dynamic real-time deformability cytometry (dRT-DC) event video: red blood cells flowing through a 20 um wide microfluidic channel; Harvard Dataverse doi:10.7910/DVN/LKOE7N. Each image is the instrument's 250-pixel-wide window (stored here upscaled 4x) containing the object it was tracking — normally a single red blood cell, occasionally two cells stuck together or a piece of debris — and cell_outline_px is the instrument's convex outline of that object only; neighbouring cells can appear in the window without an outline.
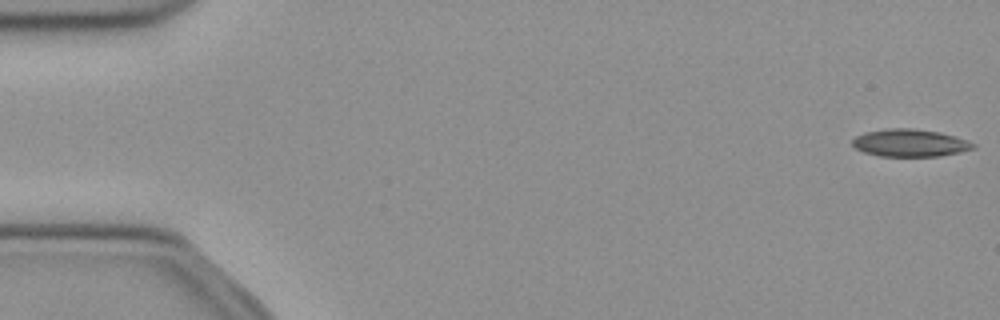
{"species": "common noctule bat (a hibernating species)", "species_latin": "Nyctalus noctula", "temperature_condition": "cold", "stored_images_in_passage": 52, "camera_frame_rate_fps": 3000, "um_per_image_px": 0.085, "animal": {"sex": "female", "body_mass_g": 21.9}, "frame": {"image": 1, "passage_image": 1, "time_ms": 0.0, "image_size_px": [1000, 320], "cell_outline_px": [[976, 148], [960, 152], [940, 156], [880, 156], [864, 152], [856, 148], [852, 144], [852, 140], [856, 136], [864, 132], [888, 128], [912, 128], [940, 132], [976, 144]], "centroid_in_image_um": [77.33, 12.15], "position_along_channel_um": 7.7, "area_um2": 19.25}}
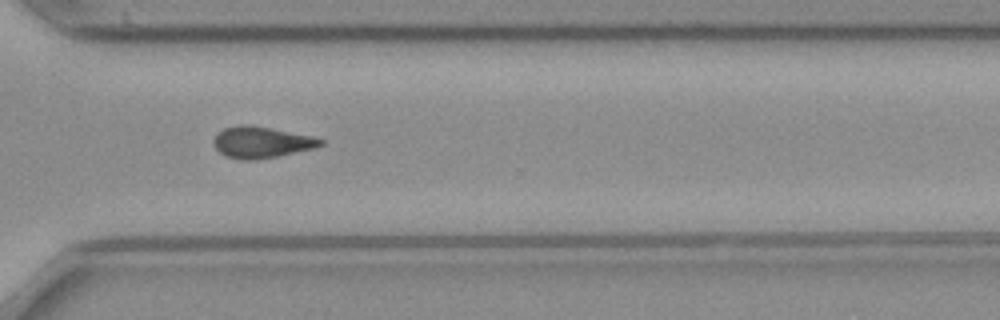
{"frame": {"image": 2, "passage_image": 38, "time_ms": 12.333, "image_size_px": [1000, 320], "cell_outline_px": [[324, 144], [316, 148], [256, 160], [240, 160], [224, 156], [212, 144], [212, 140], [216, 132], [224, 128], [240, 124], [248, 124], [312, 136], [324, 140]], "centroid_in_image_um": [22.17, 12.09], "position_along_channel_um": 348.4, "area_um2": 19.71}}
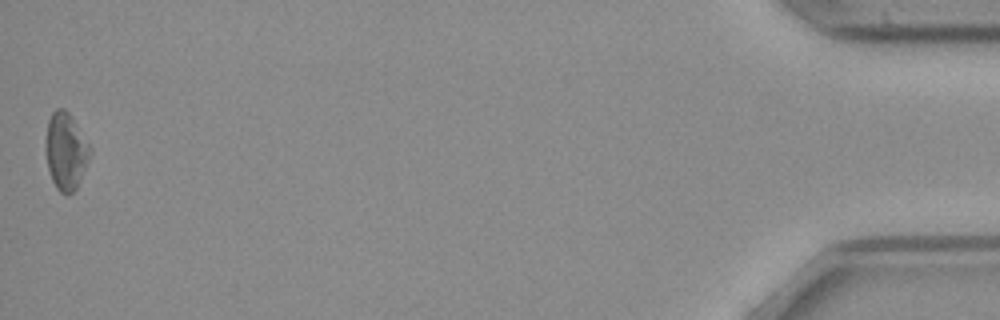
{"frame": {"image": 3, "passage_image": 52, "time_ms": 17.0, "image_size_px": [1000, 320], "cell_outline_px": [[92, 152], [76, 188], [68, 196], [60, 192], [56, 188], [52, 180], [48, 168], [44, 148], [44, 140], [48, 120], [52, 112], [56, 108], [64, 108], [72, 116], [92, 148]], "centroid_in_image_um": [5.57, 12.82], "position_along_channel_um": 429.6, "area_um2": 20.29}}